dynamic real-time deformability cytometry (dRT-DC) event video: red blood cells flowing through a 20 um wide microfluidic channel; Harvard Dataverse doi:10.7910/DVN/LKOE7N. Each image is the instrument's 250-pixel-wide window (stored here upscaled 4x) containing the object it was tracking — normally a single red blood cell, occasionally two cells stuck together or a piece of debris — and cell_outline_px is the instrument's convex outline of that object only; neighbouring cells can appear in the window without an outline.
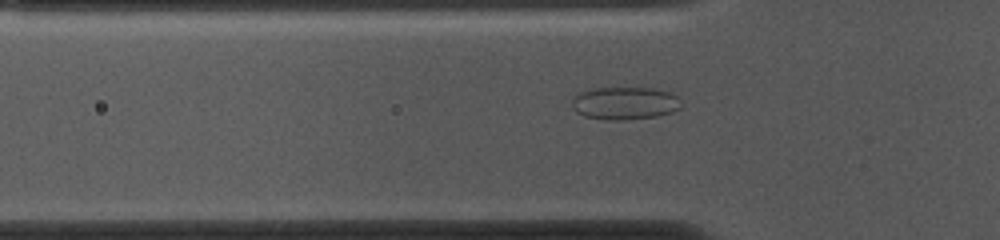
{"species": "common noctule bat (a hibernating species)", "species_latin": "Nyctalus noctula", "temperature_condition": "cold", "stored_images_in_passage": 53, "camera_frame_rate_fps": 3000, "um_per_image_px": 0.085, "animal": {"sex": "female", "body_mass_g": 10.0, "forearm_length_mm": 53.1}, "frame": {"image": 1, "passage_image": 16, "time_ms": 5.0, "image_size_px": [1000, 240], "cell_outline_px": [[684, 104], [680, 108], [672, 112], [656, 116], [624, 120], [608, 120], [584, 116], [576, 112], [572, 108], [572, 96], [580, 92], [596, 88], [652, 88], [668, 92], [676, 96]], "centroid_in_image_um": [53.09, 8.78], "position_along_channel_um": 72.7, "area_um2": 20.92}}
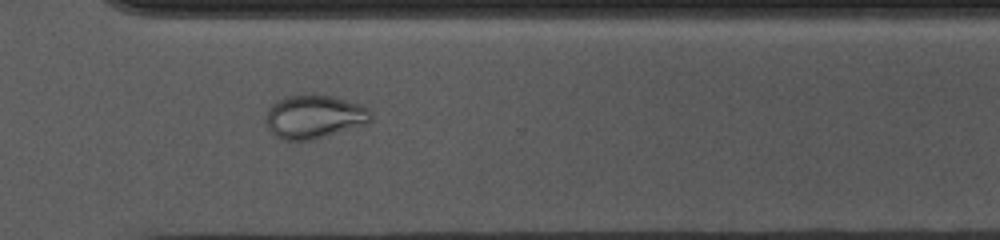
{"frame": {"image": 2, "passage_image": 38, "time_ms": 12.333, "image_size_px": [1000, 240], "cell_outline_px": [[372, 120], [368, 124], [312, 140], [284, 140], [276, 136], [268, 128], [264, 120], [268, 108], [272, 104], [288, 96], [336, 96], [360, 104], [368, 108], [372, 116]], "centroid_in_image_um": [26.73, 9.94], "position_along_channel_um": 343.9, "area_um2": 26.53}}
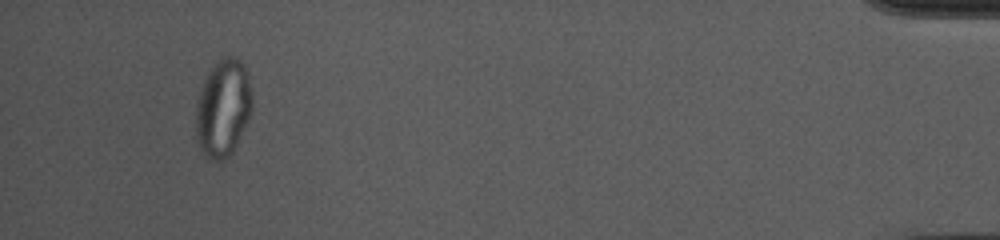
{"frame": {"image": 3, "passage_image": 50, "time_ms": 16.333, "image_size_px": [1000, 240], "cell_outline_px": [[252, 112], [232, 152], [228, 156], [220, 160], [216, 160], [208, 156], [200, 148], [196, 140], [196, 104], [204, 80], [208, 72], [224, 56], [232, 56], [240, 60], [248, 76], [252, 92]], "centroid_in_image_um": [18.97, 9.17], "position_along_channel_um": 416.2, "area_um2": 31.5}}